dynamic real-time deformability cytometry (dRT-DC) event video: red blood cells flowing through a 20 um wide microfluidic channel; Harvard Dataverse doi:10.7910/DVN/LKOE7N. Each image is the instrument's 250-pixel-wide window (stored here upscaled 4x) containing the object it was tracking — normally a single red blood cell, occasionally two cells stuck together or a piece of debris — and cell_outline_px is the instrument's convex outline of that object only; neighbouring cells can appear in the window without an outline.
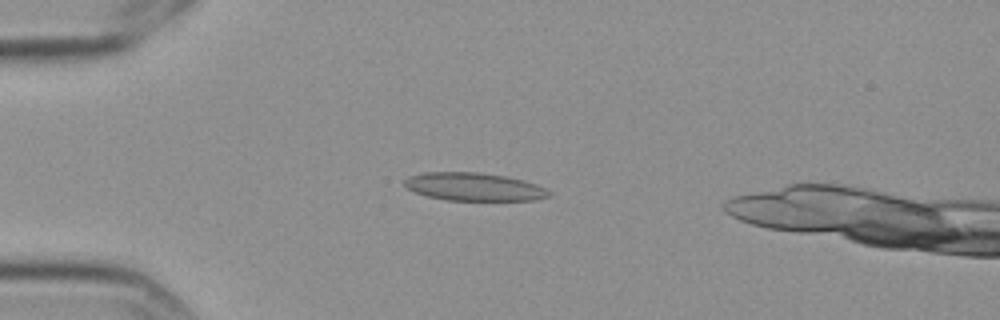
{"species": "Egyptian fruit bat (a non-hibernating species)", "species_latin": "Rousettus aegyptiacus", "temperature_condition": "cold", "stored_images_in_passage": 8, "camera_frame_rate_fps": 3000, "um_per_image_px": 0.085, "frame": {"image": 1, "passage_image": 5, "time_ms": 1.333, "image_size_px": [1000, 320], "cell_outline_px": [[552, 196], [536, 200], [448, 200], [428, 196], [416, 192], [408, 188], [404, 184], [404, 180], [408, 176], [424, 172], [480, 172], [504, 176], [536, 184], [552, 192]], "centroid_in_image_um": [40.3, 15.87], "position_along_channel_um": 44.7, "area_um2": 23.47}}
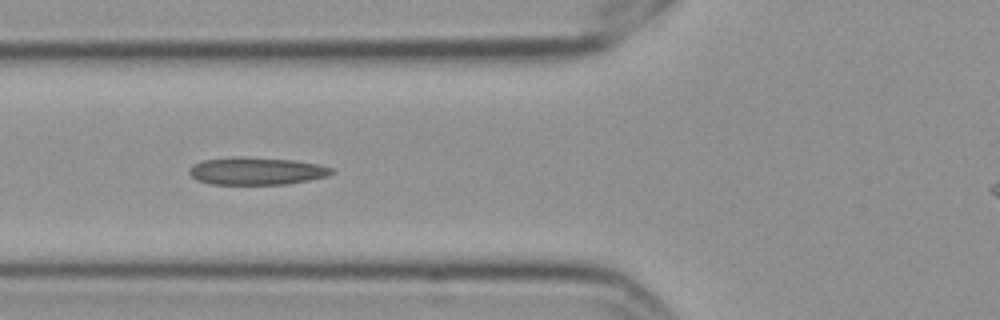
{"frame": {"image": 2, "passage_image": 7, "time_ms": 2.0, "image_size_px": [1000, 320], "cell_outline_px": [[336, 172], [328, 176], [288, 184], [212, 184], [196, 180], [188, 172], [188, 168], [192, 164], [204, 160], [232, 156], [244, 156], [292, 160], [316, 164], [332, 168]], "centroid_in_image_um": [21.76, 14.53], "position_along_channel_um": 104.0, "area_um2": 23.0}}
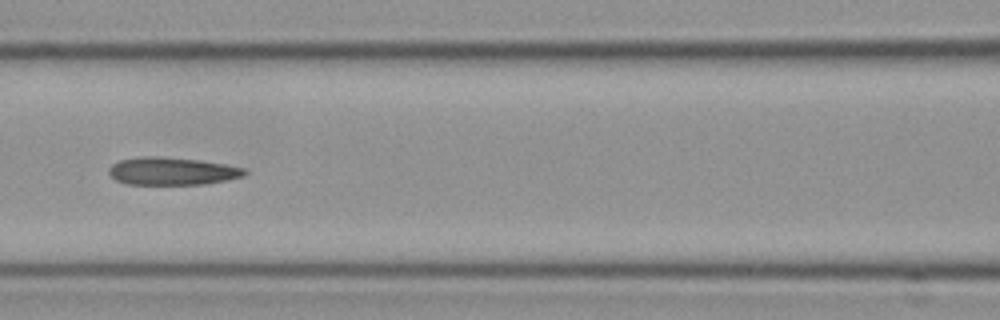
{"frame": {"image": 3, "passage_image": 8, "time_ms": 2.333, "image_size_px": [1000, 320], "cell_outline_px": [[248, 172], [244, 176], [204, 184], [128, 184], [116, 180], [108, 172], [108, 168], [112, 164], [120, 160], [140, 156], [160, 156], [200, 160], [224, 164], [244, 168]], "centroid_in_image_um": [14.61, 14.54], "position_along_channel_um": 152.0, "area_um2": 21.85}}